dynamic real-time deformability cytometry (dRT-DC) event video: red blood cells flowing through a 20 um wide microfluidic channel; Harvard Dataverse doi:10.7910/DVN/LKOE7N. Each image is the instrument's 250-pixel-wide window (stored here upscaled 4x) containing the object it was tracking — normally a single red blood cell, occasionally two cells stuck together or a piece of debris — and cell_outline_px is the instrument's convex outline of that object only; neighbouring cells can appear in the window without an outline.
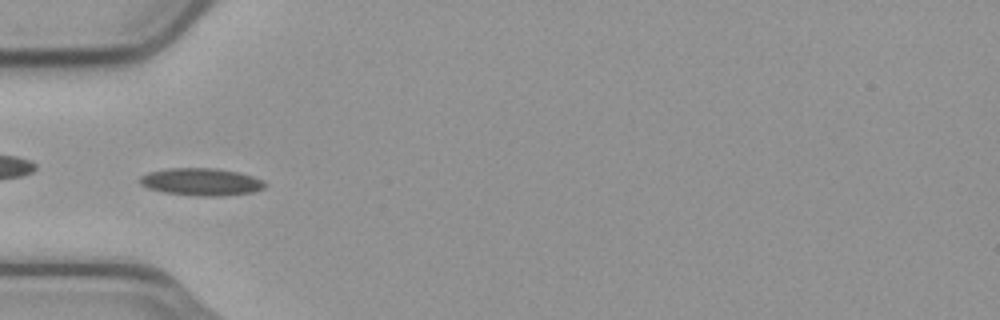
{"species": "common noctule bat (a hibernating species)", "species_latin": "Nyctalus noctula", "temperature_condition": "cold", "stored_images_in_passage": 56, "camera_frame_rate_fps": 3000, "um_per_image_px": 0.085, "animal": {"sex": "male", "body_mass_g": 23.1, "forearm_length_mm": 52.7}, "frame": {"image": 1, "passage_image": 19, "time_ms": 6.0, "image_size_px": [1000, 320], "cell_outline_px": [[268, 184], [264, 188], [252, 192], [224, 196], [196, 196], [164, 192], [148, 188], [140, 184], [136, 180], [140, 176], [148, 172], [168, 168], [216, 168], [240, 172], [252, 176]], "centroid_in_image_um": [17.08, 15.45], "position_along_channel_um": 67.9, "area_um2": 20.17}}
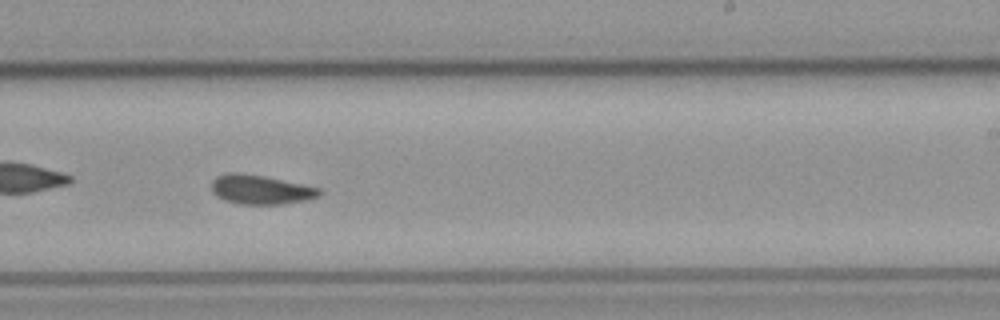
{"frame": {"image": 2, "passage_image": 35, "time_ms": 11.333, "image_size_px": [1000, 320], "cell_outline_px": [[324, 192], [320, 196], [308, 200], [284, 204], [240, 204], [224, 200], [216, 196], [212, 192], [212, 180], [216, 176], [232, 172], [236, 172], [264, 176], [320, 188]], "centroid_in_image_um": [22.17, 16.12], "position_along_channel_um": 266.8, "area_um2": 18.5}}
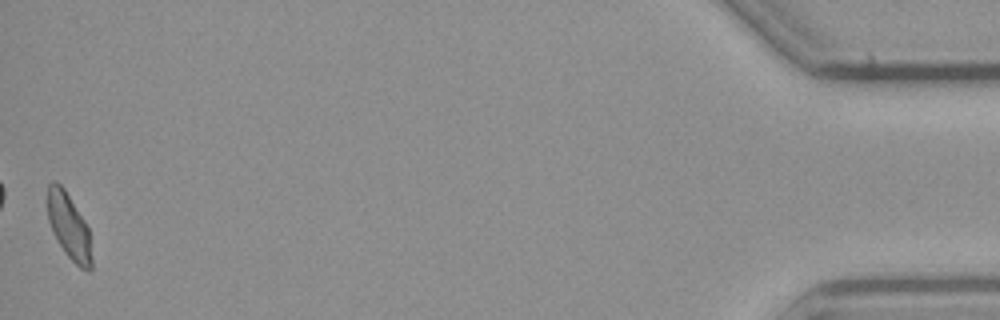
{"frame": {"image": 3, "passage_image": 56, "time_ms": 18.333, "image_size_px": [1000, 320], "cell_outline_px": [[92, 268], [88, 272], [80, 268], [64, 252], [48, 220], [48, 184], [52, 180], [56, 180], [64, 188], [84, 220], [88, 228], [92, 260]], "centroid_in_image_um": [5.87, 19.24], "position_along_channel_um": 429.3, "area_um2": 16.65}, "authors_computed_cell_mechanics": {"area_um2": 18.2648, "velocity_mm_per_s": 3.7214, "shape_relaxation_time_tau1_ms": 5.9529, "shape_relaxation_time_tau2_ms": 3.2854, "deformation_change_tau1": 0.1233, "deformation_change_tau2": 0.0806}}